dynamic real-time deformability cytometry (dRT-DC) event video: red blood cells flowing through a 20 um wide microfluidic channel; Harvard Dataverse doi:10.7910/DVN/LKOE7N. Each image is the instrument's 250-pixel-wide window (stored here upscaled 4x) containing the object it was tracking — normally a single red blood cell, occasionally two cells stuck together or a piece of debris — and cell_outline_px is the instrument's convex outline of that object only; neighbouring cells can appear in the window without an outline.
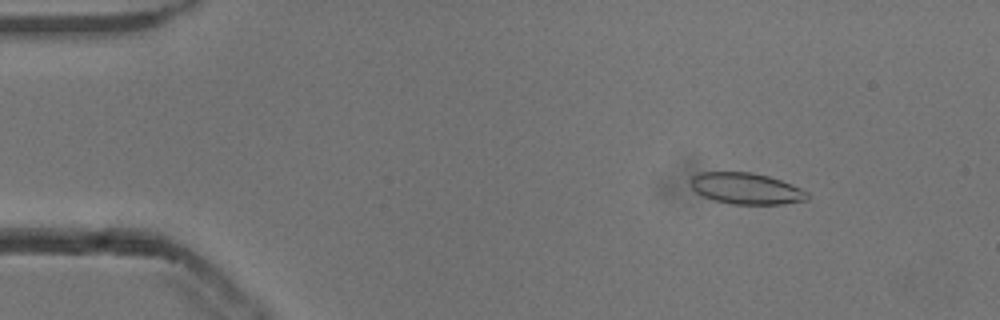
{"species": "common noctule bat (a hibernating species)", "species_latin": "Nyctalus noctula", "temperature_condition": "cold", "stored_images_in_passage": 47, "camera_frame_rate_fps": 3000, "um_per_image_px": 0.085, "animal": {"sex": "male", "body_mass_g": 13.3}, "frame": {"image": 1, "passage_image": 1, "time_ms": 0.0, "image_size_px": [1000, 320], "cell_outline_px": [[808, 200], [784, 204], [732, 204], [716, 200], [704, 196], [696, 192], [692, 188], [688, 180], [692, 176], [700, 172], [752, 172], [768, 176], [792, 184], [808, 192]], "centroid_in_image_um": [63.42, 16.02], "position_along_channel_um": 21.6, "area_um2": 21.33}}
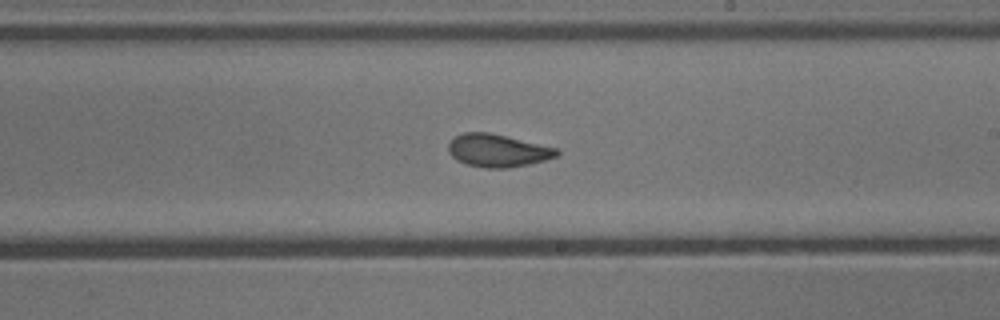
{"frame": {"image": 2, "passage_image": 25, "time_ms": 8.0, "image_size_px": [1000, 320], "cell_outline_px": [[560, 152], [556, 156], [544, 160], [528, 164], [508, 168], [484, 168], [468, 164], [456, 160], [448, 152], [448, 144], [456, 136], [464, 132], [488, 132], [556, 148]], "centroid_in_image_um": [42.26, 12.8], "position_along_channel_um": 246.7, "area_um2": 20.4}}
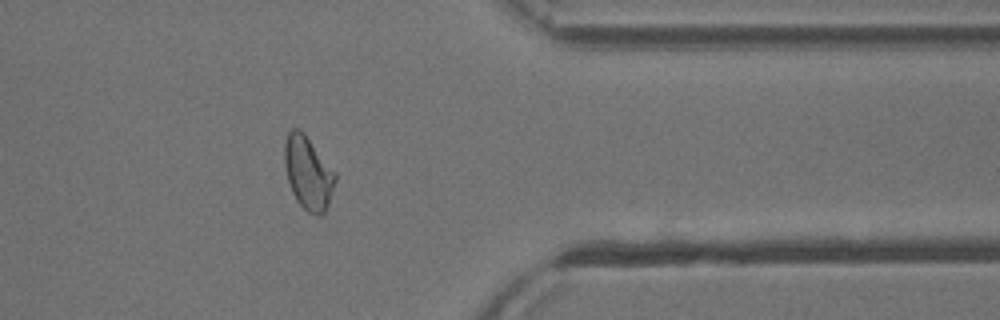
{"frame": {"image": 3, "passage_image": 37, "time_ms": 12.0, "image_size_px": [1000, 320], "cell_outline_px": [[336, 180], [328, 204], [324, 212], [320, 216], [316, 216], [308, 212], [296, 200], [292, 192], [288, 180], [284, 164], [284, 144], [288, 132], [292, 128], [300, 128], [304, 132], [336, 172]], "centroid_in_image_um": [26.19, 14.67], "position_along_channel_um": 385.2, "area_um2": 21.73}, "authors_computed_cell_mechanics": {"area_um2": 21.1548, "velocity_mm_per_s": 3.8418, "shape_relaxation_time_tau1_ms": 7.0859, "shape_relaxation_time_tau2_ms": 1.4241, "deformation_change_tau1": 0.1659, "deformation_change_tau2": 0.0551}}